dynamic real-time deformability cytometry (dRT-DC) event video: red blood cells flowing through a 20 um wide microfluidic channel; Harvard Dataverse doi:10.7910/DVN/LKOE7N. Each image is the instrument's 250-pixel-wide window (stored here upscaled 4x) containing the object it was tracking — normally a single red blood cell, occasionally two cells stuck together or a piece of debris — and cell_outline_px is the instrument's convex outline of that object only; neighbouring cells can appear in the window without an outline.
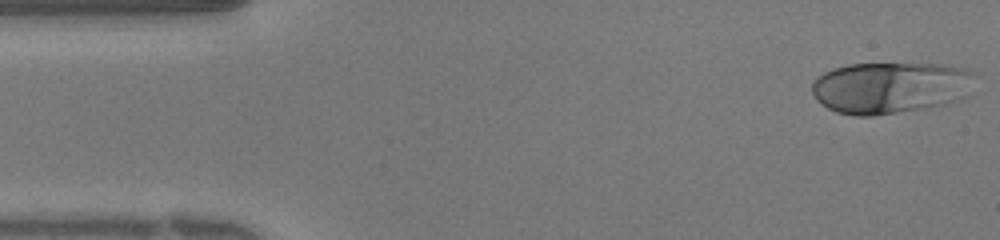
{"species": "human", "species_latin": "Homo sapiens", "temperature_condition": "warm", "stored_images_in_passage": 37, "camera_frame_rate_fps": 3000, "um_per_image_px": 0.085, "donor": {"sex": "female"}, "frame": {"image": 1, "passage_image": 1, "time_ms": 0.0, "image_size_px": [1000, 240], "cell_outline_px": [[976, 72], [952, 100], [944, 104], [928, 108], [872, 116], [856, 116], [836, 112], [820, 104], [812, 96], [812, 80], [816, 76], [832, 68], [848, 64], [940, 64]], "centroid_in_image_um": [75.45, 7.45], "position_along_channel_um": 9.5, "area_um2": 48.09}}
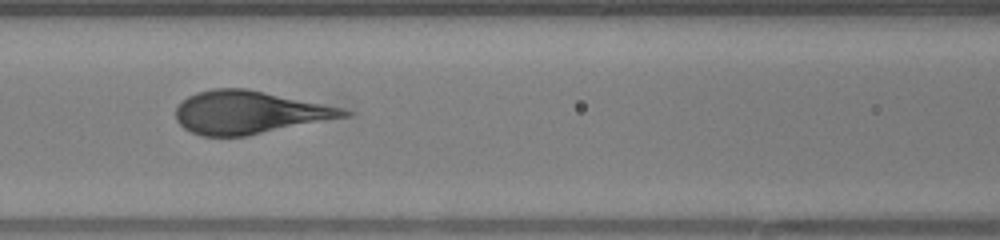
{"frame": {"image": 2, "passage_image": 15, "time_ms": 4.667, "image_size_px": [1000, 240], "cell_outline_px": [[356, 112], [352, 116], [248, 136], [200, 136], [184, 128], [176, 120], [176, 108], [188, 96], [196, 92], [212, 88], [248, 88], [344, 108]], "centroid_in_image_um": [21.25, 9.55], "position_along_channel_um": 145.4, "area_um2": 42.48}}
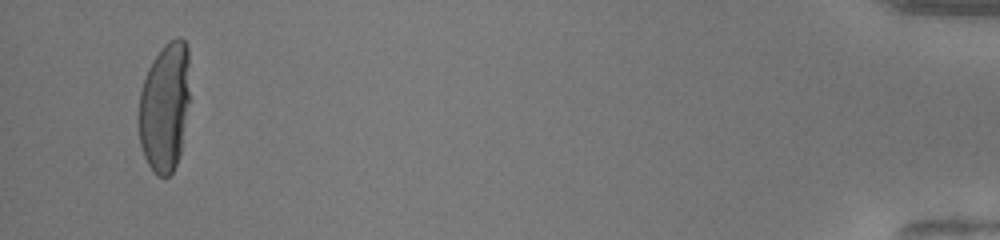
{"frame": {"image": 3, "passage_image": 36, "time_ms": 11.667, "image_size_px": [1000, 240], "cell_outline_px": [[192, 100], [180, 152], [176, 164], [172, 172], [168, 176], [156, 176], [148, 164], [144, 156], [140, 144], [140, 92], [148, 68], [152, 60], [164, 44], [168, 40], [176, 36], [180, 36], [184, 40], [188, 48]], "centroid_in_image_um": [14.07, 9.04], "position_along_channel_um": 421.1, "area_um2": 39.48}}